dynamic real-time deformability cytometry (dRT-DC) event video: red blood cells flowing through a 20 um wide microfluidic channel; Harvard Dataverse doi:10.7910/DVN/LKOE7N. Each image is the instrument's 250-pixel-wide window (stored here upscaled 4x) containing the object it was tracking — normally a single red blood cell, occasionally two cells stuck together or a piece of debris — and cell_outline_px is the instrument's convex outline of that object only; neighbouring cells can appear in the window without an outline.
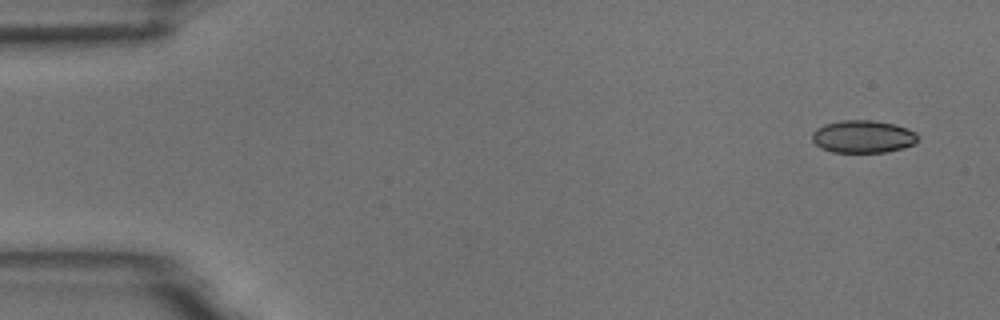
{"species": "common noctule bat (a hibernating species)", "species_latin": "Nyctalus noctula", "temperature_condition": "room temperature", "stored_images_in_passage": 5, "camera_frame_rate_fps": 3000, "um_per_image_px": 0.085, "animal": {"sex": "male", "body_mass_g": 18.8}, "frame": {"image": 1, "passage_image": 1, "time_ms": 0.0, "image_size_px": [1000, 320], "cell_outline_px": [[916, 140], [912, 144], [900, 148], [884, 152], [832, 152], [820, 148], [812, 140], [812, 132], [816, 128], [824, 124], [840, 120], [872, 120], [896, 124], [916, 132]], "centroid_in_image_um": [73.29, 11.6], "position_along_channel_um": 11.7, "area_um2": 20.0}}